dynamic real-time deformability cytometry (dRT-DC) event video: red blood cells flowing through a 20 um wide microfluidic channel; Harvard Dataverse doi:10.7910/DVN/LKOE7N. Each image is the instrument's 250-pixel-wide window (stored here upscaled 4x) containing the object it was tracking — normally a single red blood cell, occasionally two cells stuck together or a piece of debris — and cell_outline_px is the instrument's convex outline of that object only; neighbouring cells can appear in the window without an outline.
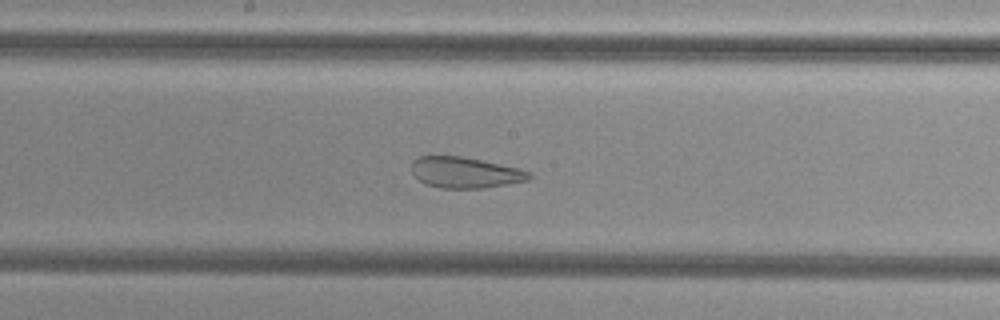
{"species": "common noctule bat (a hibernating species)", "species_latin": "Nyctalus noctula", "temperature_condition": "cold", "stored_images_in_passage": 51, "camera_frame_rate_fps": 3000, "um_per_image_px": 0.085, "animal": {"sex": "female", "body_mass_g": 29.2, "forearm_length_mm": 56.3}, "frame": {"image": 1, "passage_image": 26, "time_ms": 8.333, "image_size_px": [1000, 320], "cell_outline_px": [[532, 176], [528, 180], [480, 188], [440, 188], [424, 184], [412, 172], [412, 160], [420, 156], [460, 156], [520, 168], [532, 172]], "centroid_in_image_um": [39.53, 14.66], "position_along_channel_um": 208.7, "area_um2": 21.04}}
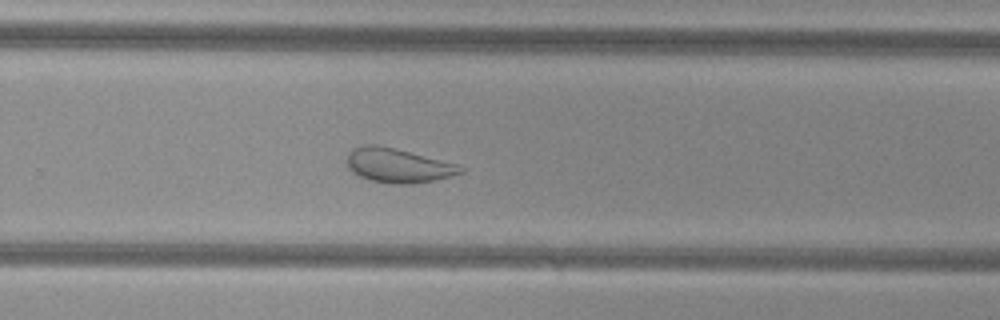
{"frame": {"image": 2, "passage_image": 33, "time_ms": 10.667, "image_size_px": [1000, 320], "cell_outline_px": [[464, 172], [452, 176], [436, 180], [412, 184], [392, 184], [368, 180], [352, 172], [348, 168], [348, 152], [352, 148], [364, 144], [376, 144], [456, 164], [464, 168]], "centroid_in_image_um": [33.8, 14.08], "position_along_channel_um": 296.0, "area_um2": 22.54}}
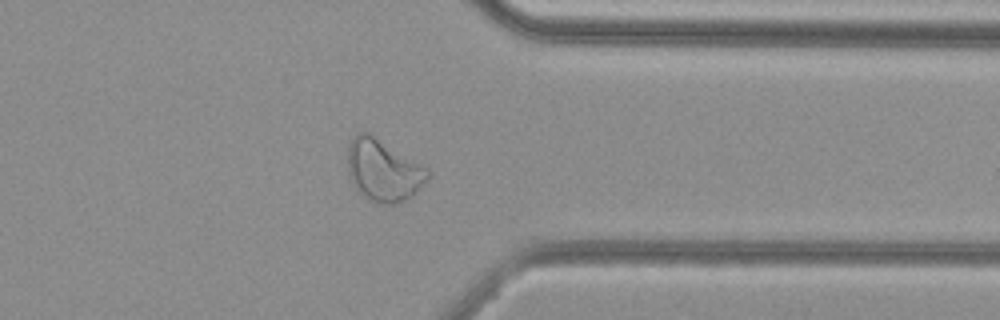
{"frame": {"image": 3, "passage_image": 40, "time_ms": 13.0, "image_size_px": [1000, 320], "cell_outline_px": [[432, 176], [412, 196], [404, 200], [392, 204], [384, 204], [368, 200], [352, 184], [348, 172], [348, 144], [356, 132], [368, 132], [432, 172]], "centroid_in_image_um": [32.57, 14.49], "position_along_channel_um": 378.8, "area_um2": 28.61}}